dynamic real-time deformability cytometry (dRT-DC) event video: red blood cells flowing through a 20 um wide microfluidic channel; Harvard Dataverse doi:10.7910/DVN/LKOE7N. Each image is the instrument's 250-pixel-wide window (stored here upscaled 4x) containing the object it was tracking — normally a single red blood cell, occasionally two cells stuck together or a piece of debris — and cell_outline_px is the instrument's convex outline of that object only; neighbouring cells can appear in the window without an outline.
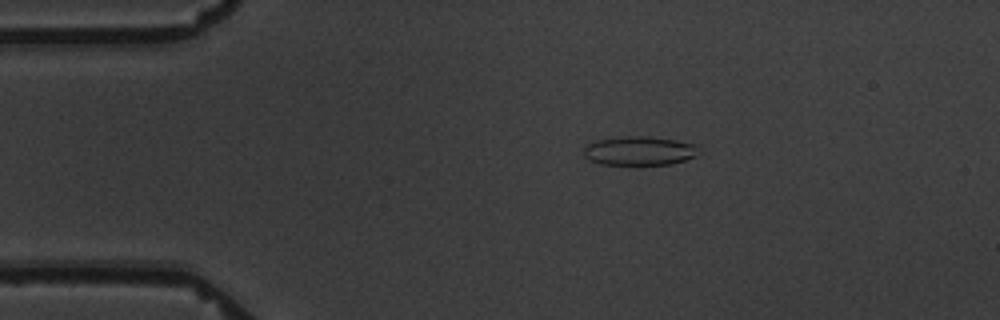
{"species": "common noctule bat (a hibernating species)", "species_latin": "Nyctalus noctula", "temperature_condition": "warm", "stored_images_in_passage": 4, "camera_frame_rate_fps": 3000, "um_per_image_px": 0.085, "animal": {"sex": "male", "body_mass_g": 19.5, "forearm_length_mm": 54.6}, "frame": {"image": 1, "passage_image": 3, "time_ms": 2.333, "image_size_px": [1000, 320], "cell_outline_px": [[700, 148], [696, 156], [672, 164], [600, 164], [588, 160], [584, 156], [584, 148], [588, 144], [596, 140], [628, 136], [648, 136], [676, 140], [696, 144]], "centroid_in_image_um": [54.36, 12.81], "position_along_channel_um": 30.6, "area_um2": 19.42}}
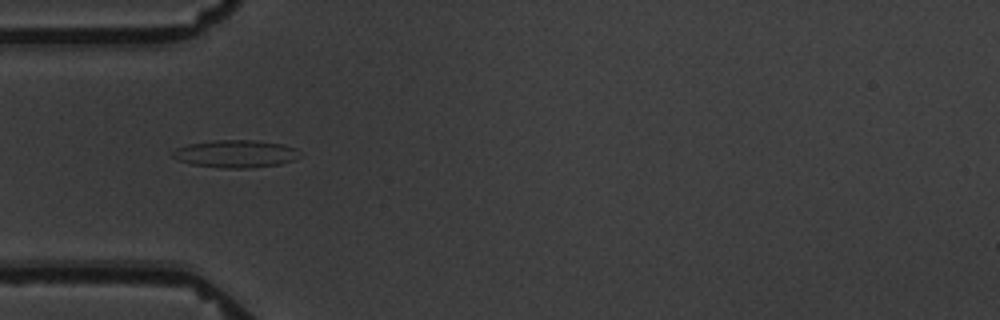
{"frame": {"image": 2, "passage_image": 4, "time_ms": 4.667, "image_size_px": [1000, 320], "cell_outline_px": [[300, 156], [292, 160], [280, 164], [252, 168], [224, 168], [192, 164], [176, 160], [172, 156], [172, 152], [176, 148], [188, 144], [212, 140], [252, 140], [284, 144], [296, 148], [300, 152]], "centroid_in_image_um": [20.02, 13.07], "position_along_channel_um": 65.0, "area_um2": 20.52}}